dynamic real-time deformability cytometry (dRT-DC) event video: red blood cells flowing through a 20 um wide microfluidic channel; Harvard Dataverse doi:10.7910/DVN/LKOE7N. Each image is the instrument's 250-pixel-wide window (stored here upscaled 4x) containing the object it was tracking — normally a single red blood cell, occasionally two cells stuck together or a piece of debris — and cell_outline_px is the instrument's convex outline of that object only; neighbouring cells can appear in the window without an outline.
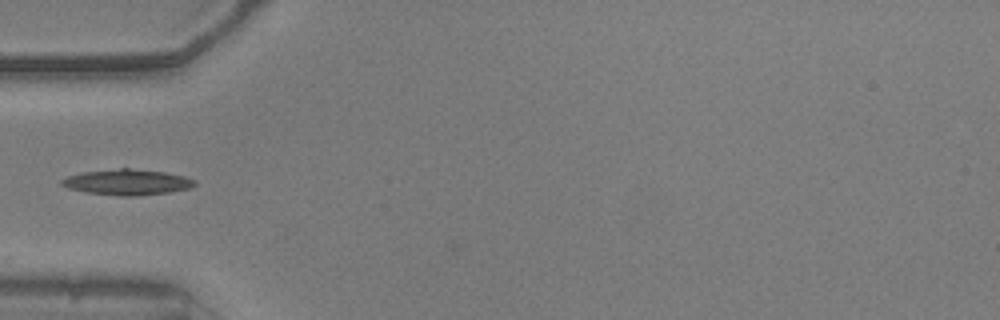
{"species": "common noctule bat (a hibernating species)", "species_latin": "Nyctalus noctula", "temperature_condition": "warm", "stored_images_in_passage": 2, "camera_frame_rate_fps": 3000, "um_per_image_px": 0.085, "animal": {"sex": "male", "body_mass_g": 20.5, "forearm_length_mm": 52.5}, "frame": {"image": 1, "passage_image": 1, "time_ms": 0.0, "image_size_px": [1000, 320], "cell_outline_px": [[196, 184], [192, 188], [168, 192], [136, 196], [120, 196], [88, 192], [68, 188], [60, 184], [60, 180], [68, 176], [84, 172], [120, 168], [128, 168], [164, 172], [184, 176], [196, 180]], "centroid_in_image_um": [10.84, 15.48], "position_along_channel_um": 74.2, "area_um2": 19.77}}